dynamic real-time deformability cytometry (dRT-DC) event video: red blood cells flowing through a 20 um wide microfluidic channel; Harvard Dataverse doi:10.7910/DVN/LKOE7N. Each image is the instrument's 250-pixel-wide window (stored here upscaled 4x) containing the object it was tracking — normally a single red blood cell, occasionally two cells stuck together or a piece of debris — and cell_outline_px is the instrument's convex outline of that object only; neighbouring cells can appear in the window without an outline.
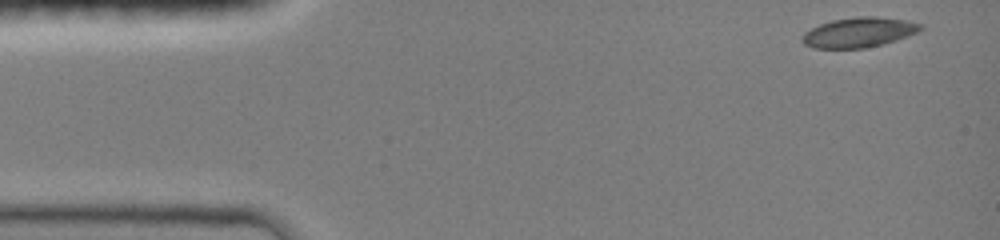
{"species": "common noctule bat (a hibernating species)", "species_latin": "Nyctalus noctula", "temperature_condition": "room temperature", "stored_images_in_passage": 35, "camera_frame_rate_fps": 3000, "um_per_image_px": 0.085, "animal": {"sex": "female", "body_mass_g": 19.0, "forearm_length_mm": 51.5}, "frame": {"image": 1, "passage_image": 1, "time_ms": 0.0, "image_size_px": [1000, 240], "cell_outline_px": [[924, 28], [916, 32], [880, 44], [864, 48], [812, 48], [804, 44], [800, 36], [804, 32], [820, 24], [832, 20], [856, 16], [872, 16], [908, 20], [924, 24]], "centroid_in_image_um": [72.97, 2.73], "position_along_channel_um": 12.0, "area_um2": 20.46}}
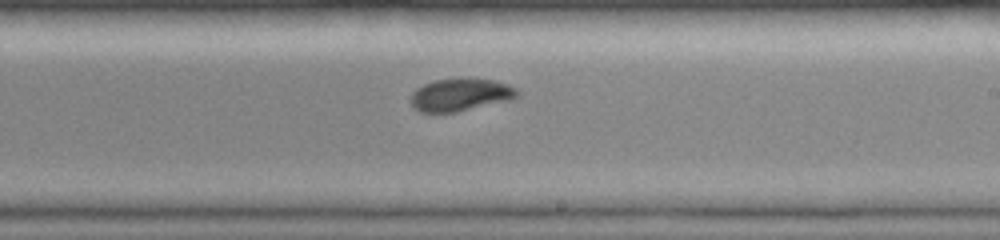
{"frame": {"image": 2, "passage_image": 20, "time_ms": 6.333, "image_size_px": [1000, 240], "cell_outline_px": [[520, 92], [512, 100], [456, 112], [420, 112], [412, 104], [412, 92], [416, 88], [424, 84], [436, 80], [468, 76], [492, 80], [508, 84], [516, 88]], "centroid_in_image_um": [39.18, 8.03], "position_along_channel_um": 249.8, "area_um2": 20.52}}
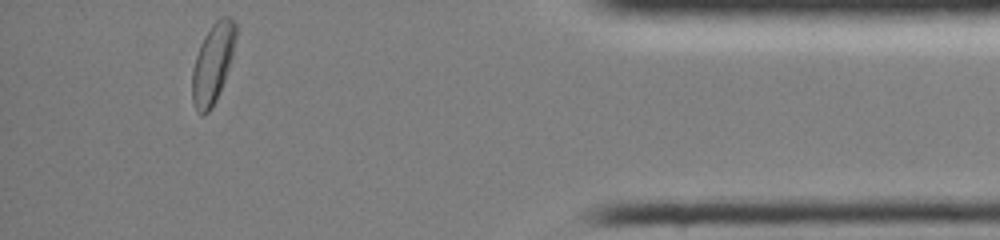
{"frame": {"image": 3, "passage_image": 35, "time_ms": 11.333, "image_size_px": [1000, 240], "cell_outline_px": [[236, 36], [232, 56], [224, 80], [216, 100], [212, 108], [204, 116], [200, 116], [196, 112], [192, 100], [192, 72], [196, 56], [200, 44], [204, 36], [212, 24], [220, 16], [228, 16], [236, 24]], "centroid_in_image_um": [18.07, 5.42], "position_along_channel_um": 417.1, "area_um2": 20.23}, "authors_computed_cell_mechanics": {"area_um2": 20.4612, "velocity_mm_per_s": 4.0701, "shape_relaxation_time_tau1_ms": 4.1848, "shape_relaxation_time_tau2_ms": 2.1055, "deformation_change_tau1": 0.1384, "deformation_change_tau2": 0.0363}}